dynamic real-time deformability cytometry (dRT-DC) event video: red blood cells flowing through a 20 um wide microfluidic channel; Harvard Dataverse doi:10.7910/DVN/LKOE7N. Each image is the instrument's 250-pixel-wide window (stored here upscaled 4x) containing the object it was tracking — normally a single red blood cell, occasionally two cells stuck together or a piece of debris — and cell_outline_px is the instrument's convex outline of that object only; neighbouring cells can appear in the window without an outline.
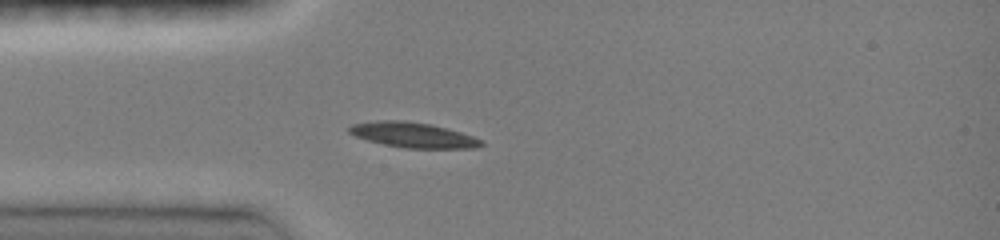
{"species": "common noctule bat (a hibernating species)", "species_latin": "Nyctalus noctula", "temperature_condition": "room temperature", "stored_images_in_passage": 35, "camera_frame_rate_fps": 3000, "um_per_image_px": 0.085, "animal": {"sex": "female", "body_mass_g": 19.0, "forearm_length_mm": 51.5}, "frame": {"image": 1, "passage_image": 1, "time_ms": 0.0, "image_size_px": [1000, 240], "cell_outline_px": [[484, 144], [476, 148], [404, 148], [384, 144], [368, 140], [356, 136], [348, 132], [348, 128], [352, 124], [376, 120], [404, 120], [428, 124], [448, 128], [484, 140]], "centroid_in_image_um": [35.12, 11.47], "position_along_channel_um": 49.9, "area_um2": 19.36}}
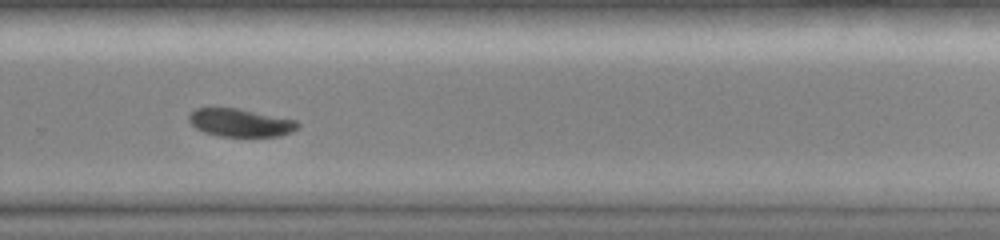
{"frame": {"image": 2, "passage_image": 21, "time_ms": 6.667, "image_size_px": [1000, 240], "cell_outline_px": [[300, 124], [292, 132], [280, 136], [220, 136], [204, 132], [196, 128], [188, 120], [188, 116], [196, 108], [240, 108], [296, 120]], "centroid_in_image_um": [20.44, 10.42], "position_along_channel_um": 309.4, "area_um2": 17.69}}
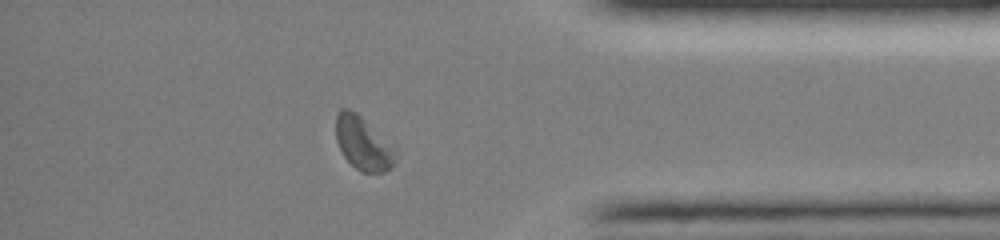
{"frame": {"image": 3, "passage_image": 29, "time_ms": 9.333, "image_size_px": [1000, 240], "cell_outline_px": [[396, 160], [392, 168], [384, 172], [360, 172], [344, 156], [336, 140], [336, 116], [340, 108], [348, 108], [356, 112], [396, 144]], "centroid_in_image_um": [30.93, 12.17], "position_along_channel_um": 404.3, "area_um2": 19.07}, "authors_computed_cell_mechanics": {"area_um2": 19.2474, "velocity_mm_per_s": 3.9874, "shape_relaxation_time_tau1_ms": 1.9378, "shape_relaxation_time_tau2_ms": null, "deformation_change_tau1": 0.0949, "deformation_change_tau2": null}}